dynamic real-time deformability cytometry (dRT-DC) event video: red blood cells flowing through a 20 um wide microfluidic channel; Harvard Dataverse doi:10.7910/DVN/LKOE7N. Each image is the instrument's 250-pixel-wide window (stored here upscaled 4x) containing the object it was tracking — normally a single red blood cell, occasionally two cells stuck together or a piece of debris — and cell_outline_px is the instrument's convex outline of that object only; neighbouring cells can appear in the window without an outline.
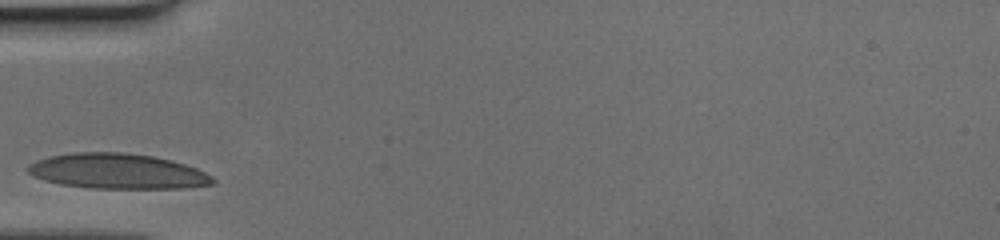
{"species": "human", "species_latin": "Homo sapiens", "temperature_condition": "cold", "stored_images_in_passage": 24, "camera_frame_rate_fps": 3000, "um_per_image_px": 0.085, "donor": {"sex": "female"}, "frame": {"image": 1, "passage_image": 1, "time_ms": 0.0, "image_size_px": [1000, 240], "cell_outline_px": [[216, 180], [212, 184], [184, 188], [92, 188], [60, 184], [44, 180], [28, 172], [28, 164], [36, 160], [48, 156], [72, 152], [124, 152], [152, 156], [184, 164], [196, 168], [212, 176]], "centroid_in_image_um": [9.97, 14.55], "position_along_channel_um": 75.0, "area_um2": 37.8}}
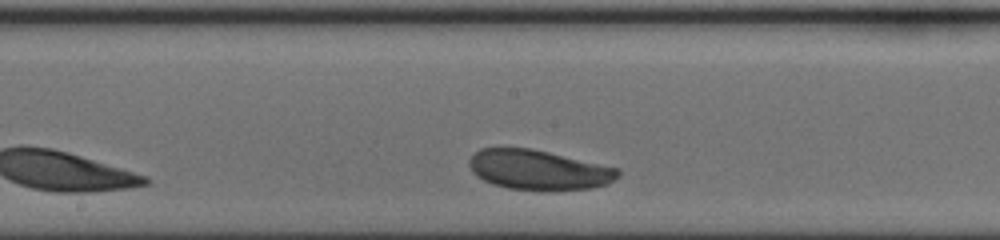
{"frame": {"image": 2, "passage_image": 11, "time_ms": 3.333, "image_size_px": [1000, 240], "cell_outline_px": [[620, 176], [608, 184], [592, 188], [556, 192], [544, 192], [508, 188], [492, 184], [476, 176], [472, 172], [468, 164], [468, 160], [480, 148], [532, 148], [620, 168]], "centroid_in_image_um": [45.82, 14.47], "position_along_channel_um": 202.4, "area_um2": 35.37}}
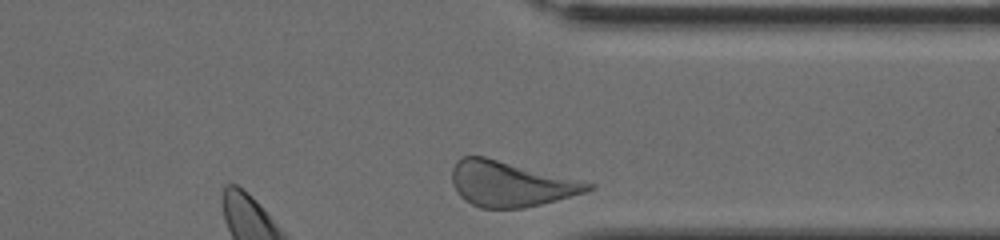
{"frame": {"image": 3, "passage_image": 24, "time_ms": 7.667, "image_size_px": [1000, 240], "cell_outline_px": [[596, 184], [592, 188], [584, 192], [556, 200], [524, 208], [480, 208], [464, 200], [460, 196], [452, 184], [452, 168], [456, 160], [460, 156], [484, 156]], "centroid_in_image_um": [43.34, 15.62], "position_along_channel_um": 368.1, "area_um2": 35.66}}